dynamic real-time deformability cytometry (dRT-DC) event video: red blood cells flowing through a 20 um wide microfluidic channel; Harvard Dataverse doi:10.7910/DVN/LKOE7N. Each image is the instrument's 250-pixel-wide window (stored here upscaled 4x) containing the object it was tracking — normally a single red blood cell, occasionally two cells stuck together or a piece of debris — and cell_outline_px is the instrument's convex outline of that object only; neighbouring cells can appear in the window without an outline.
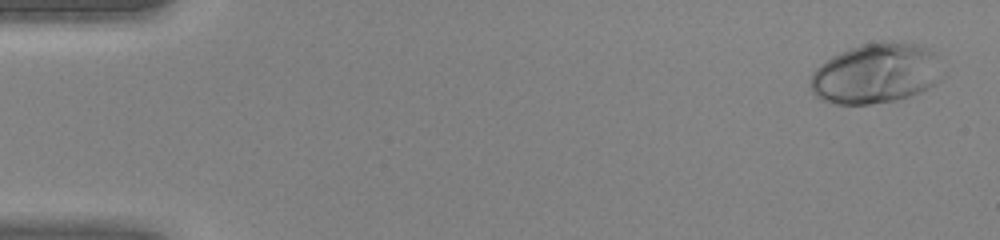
{"species": "human", "species_latin": "Homo sapiens", "temperature_condition": "warm", "stored_images_in_passage": 46, "camera_frame_rate_fps": 3000, "um_per_image_px": 0.085, "donor": {"sex": "female"}, "frame": {"image": 1, "passage_image": 2, "time_ms": 0.333, "image_size_px": [1000, 240], "cell_outline_px": [[948, 72], [940, 80], [920, 92], [896, 100], [868, 104], [832, 104], [816, 96], [812, 92], [812, 72], [820, 64], [832, 56], [840, 52], [864, 44], [880, 40], [884, 40], [916, 44], [932, 52]], "centroid_in_image_um": [74.5, 6.24], "position_along_channel_um": 10.5, "area_um2": 46.41}}
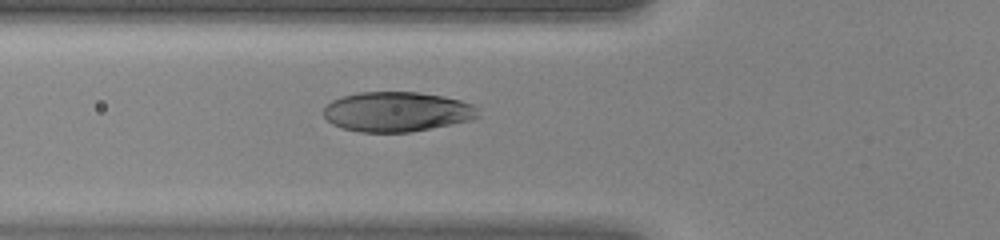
{"frame": {"image": 2, "passage_image": 17, "time_ms": 5.333, "image_size_px": [1000, 240], "cell_outline_px": [[480, 116], [472, 120], [412, 132], [360, 132], [340, 128], [332, 124], [324, 116], [324, 108], [332, 100], [344, 96], [360, 92], [416, 92], [444, 96], [460, 100], [472, 104], [476, 108]], "centroid_in_image_um": [33.75, 9.5], "position_along_channel_um": 92.1, "area_um2": 35.95}}
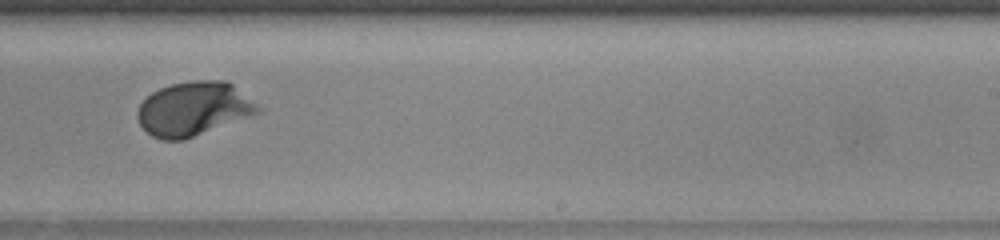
{"frame": {"image": 3, "passage_image": 29, "time_ms": 9.333, "image_size_px": [1000, 240], "cell_outline_px": [[264, 108], [260, 112], [252, 116], [184, 140], [160, 140], [152, 136], [140, 124], [136, 116], [136, 112], [140, 104], [152, 92], [160, 88], [172, 84], [192, 80], [224, 80], [232, 84]], "centroid_in_image_um": [16.48, 9.25], "position_along_channel_um": 272.5, "area_um2": 38.09}}